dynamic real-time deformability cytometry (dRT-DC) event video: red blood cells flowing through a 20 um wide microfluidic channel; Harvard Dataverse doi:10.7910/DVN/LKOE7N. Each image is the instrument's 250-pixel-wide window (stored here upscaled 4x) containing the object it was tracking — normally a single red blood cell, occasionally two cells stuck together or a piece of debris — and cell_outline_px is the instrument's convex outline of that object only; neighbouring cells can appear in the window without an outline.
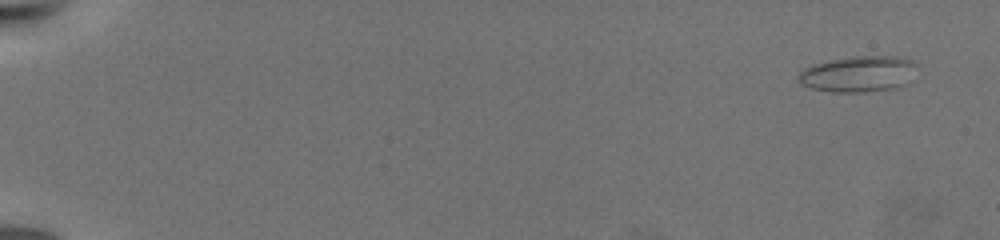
{"species": "common noctule bat (a hibernating species)", "species_latin": "Nyctalus noctula", "temperature_condition": "warm", "stored_images_in_passage": 15, "camera_frame_rate_fps": 3000, "um_per_image_px": 0.085, "animal": {"sex": "female", "body_mass_g": 19.5, "forearm_length_mm": 54.1}, "frame": {"image": 1, "passage_image": 2, "time_ms": 1.333, "image_size_px": [1000, 240], "cell_outline_px": [[916, 64], [912, 80], [908, 84], [896, 88], [864, 92], [832, 92], [812, 88], [804, 84], [800, 80], [800, 72], [804, 68], [812, 64], [828, 60], [856, 56], [896, 56], [912, 60]], "centroid_in_image_um": [73.02, 6.28], "position_along_channel_um": 12.0, "area_um2": 24.91}}
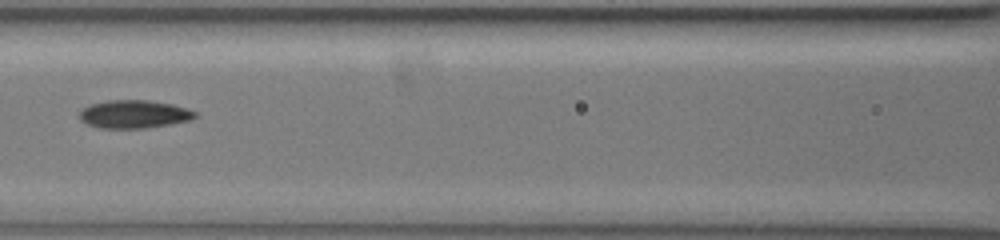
{"frame": {"image": 2, "passage_image": 11, "time_ms": 11.667, "image_size_px": [1000, 240], "cell_outline_px": [[196, 116], [192, 120], [144, 128], [100, 128], [88, 124], [80, 120], [80, 112], [84, 108], [92, 104], [108, 100], [148, 100], [172, 104], [196, 112]], "centroid_in_image_um": [11.39, 9.7], "position_along_channel_um": 155.2, "area_um2": 18.67}}
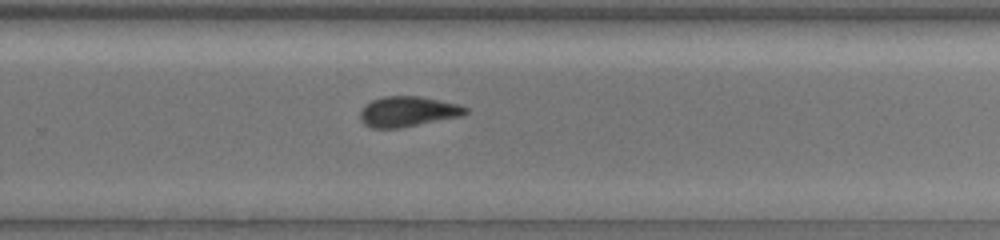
{"frame": {"image": 3, "passage_image": 15, "time_ms": 16.0, "image_size_px": [1000, 240], "cell_outline_px": [[468, 112], [460, 116], [400, 128], [372, 128], [364, 124], [360, 120], [360, 112], [364, 104], [372, 100], [384, 96], [420, 96], [460, 104], [468, 108]], "centroid_in_image_um": [34.64, 9.47], "position_along_channel_um": 295.2, "area_um2": 18.67}}